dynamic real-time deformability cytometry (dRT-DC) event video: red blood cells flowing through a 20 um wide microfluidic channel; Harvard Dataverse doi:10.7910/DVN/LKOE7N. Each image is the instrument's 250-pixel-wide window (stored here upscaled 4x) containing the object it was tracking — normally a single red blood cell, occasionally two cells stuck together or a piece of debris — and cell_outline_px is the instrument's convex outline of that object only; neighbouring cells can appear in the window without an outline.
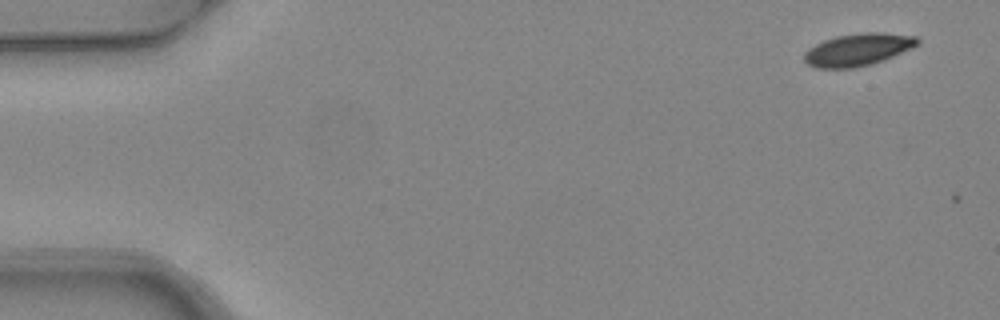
{"species": "common noctule bat (a hibernating species)", "species_latin": "Nyctalus noctula", "temperature_condition": "warm", "stored_images_in_passage": 3, "camera_frame_rate_fps": 3000, "um_per_image_px": 0.085, "animal": {"sex": "female", "body_mass_g": 24.6, "forearm_length_mm": 56.2}, "frame": {"image": 1, "passage_image": 1, "time_ms": 0.0, "image_size_px": [1000, 320], "cell_outline_px": [[920, 44], [912, 48], [892, 56], [868, 64], [852, 68], [816, 68], [808, 64], [804, 60], [804, 52], [808, 48], [824, 40], [836, 36], [864, 32], [880, 32], [916, 36], [920, 40]], "centroid_in_image_um": [72.91, 4.2], "position_along_channel_um": 12.1, "area_um2": 21.15}}